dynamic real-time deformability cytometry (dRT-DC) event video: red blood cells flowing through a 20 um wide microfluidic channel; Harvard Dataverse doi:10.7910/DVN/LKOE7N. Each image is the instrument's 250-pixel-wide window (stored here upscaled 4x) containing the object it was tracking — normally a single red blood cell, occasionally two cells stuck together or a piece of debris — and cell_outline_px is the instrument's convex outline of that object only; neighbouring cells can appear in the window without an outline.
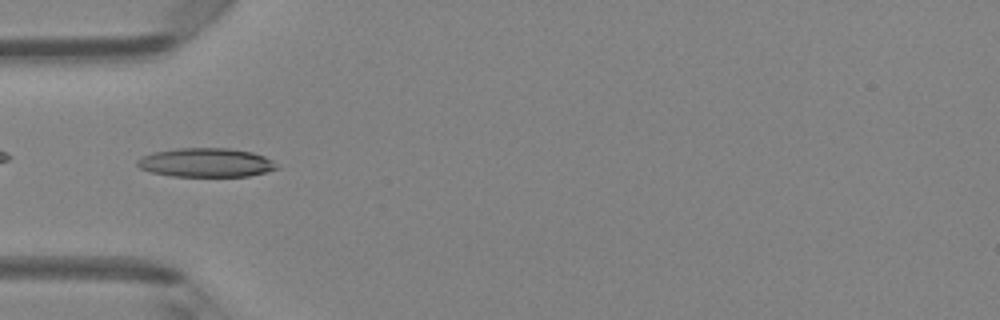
{"species": "Egyptian fruit bat (a non-hibernating species)", "species_latin": "Rousettus aegyptiacus", "temperature_condition": "room temperature", "stored_images_in_passage": 5, "camera_frame_rate_fps": 3000, "um_per_image_px": 0.085, "animal": {"sex": "female"}, "frame": {"image": 1, "passage_image": 5, "time_ms": 1.333, "image_size_px": [1000, 320], "cell_outline_px": [[280, 168], [268, 172], [248, 176], [172, 176], [152, 172], [140, 168], [136, 164], [136, 160], [140, 156], [152, 152], [176, 148], [228, 148], [252, 152], [264, 156], [272, 160]], "centroid_in_image_um": [17.5, 13.81], "position_along_channel_um": 67.5, "area_um2": 23.7}}